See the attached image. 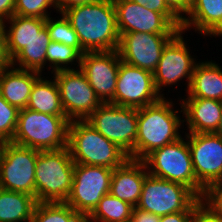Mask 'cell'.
Segmentation results:
<instances>
[{"instance_id": "cell-1", "label": "cell", "mask_w": 222, "mask_h": 222, "mask_svg": "<svg viewBox=\"0 0 222 222\" xmlns=\"http://www.w3.org/2000/svg\"><path fill=\"white\" fill-rule=\"evenodd\" d=\"M63 14L78 35L84 52L117 50L120 33L113 0H100L66 9Z\"/></svg>"}, {"instance_id": "cell-2", "label": "cell", "mask_w": 222, "mask_h": 222, "mask_svg": "<svg viewBox=\"0 0 222 222\" xmlns=\"http://www.w3.org/2000/svg\"><path fill=\"white\" fill-rule=\"evenodd\" d=\"M161 98L158 102L138 108V130L135 143V159L143 160L153 150L181 138L178 111L172 103Z\"/></svg>"}, {"instance_id": "cell-3", "label": "cell", "mask_w": 222, "mask_h": 222, "mask_svg": "<svg viewBox=\"0 0 222 222\" xmlns=\"http://www.w3.org/2000/svg\"><path fill=\"white\" fill-rule=\"evenodd\" d=\"M67 147L75 164L115 169L129 158L122 149L105 138L86 120L70 121Z\"/></svg>"}, {"instance_id": "cell-4", "label": "cell", "mask_w": 222, "mask_h": 222, "mask_svg": "<svg viewBox=\"0 0 222 222\" xmlns=\"http://www.w3.org/2000/svg\"><path fill=\"white\" fill-rule=\"evenodd\" d=\"M70 120L66 115H49L20 109L12 143L39 151L67 147Z\"/></svg>"}, {"instance_id": "cell-5", "label": "cell", "mask_w": 222, "mask_h": 222, "mask_svg": "<svg viewBox=\"0 0 222 222\" xmlns=\"http://www.w3.org/2000/svg\"><path fill=\"white\" fill-rule=\"evenodd\" d=\"M74 168L68 147L38 151L35 165L37 202H65L72 189Z\"/></svg>"}, {"instance_id": "cell-6", "label": "cell", "mask_w": 222, "mask_h": 222, "mask_svg": "<svg viewBox=\"0 0 222 222\" xmlns=\"http://www.w3.org/2000/svg\"><path fill=\"white\" fill-rule=\"evenodd\" d=\"M143 161L153 168L149 175L183 184L201 198L204 189L197 183L189 145L182 138L153 150Z\"/></svg>"}, {"instance_id": "cell-7", "label": "cell", "mask_w": 222, "mask_h": 222, "mask_svg": "<svg viewBox=\"0 0 222 222\" xmlns=\"http://www.w3.org/2000/svg\"><path fill=\"white\" fill-rule=\"evenodd\" d=\"M201 202V199L185 185L148 174L136 208L161 217L194 210Z\"/></svg>"}, {"instance_id": "cell-8", "label": "cell", "mask_w": 222, "mask_h": 222, "mask_svg": "<svg viewBox=\"0 0 222 222\" xmlns=\"http://www.w3.org/2000/svg\"><path fill=\"white\" fill-rule=\"evenodd\" d=\"M109 141L114 142L131 159H135L138 109L102 103L85 119Z\"/></svg>"}, {"instance_id": "cell-9", "label": "cell", "mask_w": 222, "mask_h": 222, "mask_svg": "<svg viewBox=\"0 0 222 222\" xmlns=\"http://www.w3.org/2000/svg\"><path fill=\"white\" fill-rule=\"evenodd\" d=\"M38 151L12 142L1 143L0 183L2 189L35 197V165Z\"/></svg>"}, {"instance_id": "cell-10", "label": "cell", "mask_w": 222, "mask_h": 222, "mask_svg": "<svg viewBox=\"0 0 222 222\" xmlns=\"http://www.w3.org/2000/svg\"><path fill=\"white\" fill-rule=\"evenodd\" d=\"M113 170L102 166L75 164L72 189L65 203L85 219L101 198L110 193Z\"/></svg>"}, {"instance_id": "cell-11", "label": "cell", "mask_w": 222, "mask_h": 222, "mask_svg": "<svg viewBox=\"0 0 222 222\" xmlns=\"http://www.w3.org/2000/svg\"><path fill=\"white\" fill-rule=\"evenodd\" d=\"M54 74L62 107L70 121L85 120L102 104L80 69L60 70Z\"/></svg>"}, {"instance_id": "cell-12", "label": "cell", "mask_w": 222, "mask_h": 222, "mask_svg": "<svg viewBox=\"0 0 222 222\" xmlns=\"http://www.w3.org/2000/svg\"><path fill=\"white\" fill-rule=\"evenodd\" d=\"M162 97L155 88L153 73L120 62L111 104L138 109L156 103Z\"/></svg>"}, {"instance_id": "cell-13", "label": "cell", "mask_w": 222, "mask_h": 222, "mask_svg": "<svg viewBox=\"0 0 222 222\" xmlns=\"http://www.w3.org/2000/svg\"><path fill=\"white\" fill-rule=\"evenodd\" d=\"M176 34L124 33L120 36L118 53L121 61L154 73L163 48Z\"/></svg>"}, {"instance_id": "cell-14", "label": "cell", "mask_w": 222, "mask_h": 222, "mask_svg": "<svg viewBox=\"0 0 222 222\" xmlns=\"http://www.w3.org/2000/svg\"><path fill=\"white\" fill-rule=\"evenodd\" d=\"M187 138L197 183L205 189L222 180V138L215 133H189Z\"/></svg>"}, {"instance_id": "cell-15", "label": "cell", "mask_w": 222, "mask_h": 222, "mask_svg": "<svg viewBox=\"0 0 222 222\" xmlns=\"http://www.w3.org/2000/svg\"><path fill=\"white\" fill-rule=\"evenodd\" d=\"M120 62L117 50L85 52L82 55L79 69L102 103H110L114 99Z\"/></svg>"}, {"instance_id": "cell-16", "label": "cell", "mask_w": 222, "mask_h": 222, "mask_svg": "<svg viewBox=\"0 0 222 222\" xmlns=\"http://www.w3.org/2000/svg\"><path fill=\"white\" fill-rule=\"evenodd\" d=\"M120 36L124 33L177 34L176 28L163 14L131 0H113Z\"/></svg>"}, {"instance_id": "cell-17", "label": "cell", "mask_w": 222, "mask_h": 222, "mask_svg": "<svg viewBox=\"0 0 222 222\" xmlns=\"http://www.w3.org/2000/svg\"><path fill=\"white\" fill-rule=\"evenodd\" d=\"M182 32L180 30L162 50L158 66L153 73L154 85L158 93L161 86L175 84L183 77L188 79L189 88L196 63L183 41Z\"/></svg>"}, {"instance_id": "cell-18", "label": "cell", "mask_w": 222, "mask_h": 222, "mask_svg": "<svg viewBox=\"0 0 222 222\" xmlns=\"http://www.w3.org/2000/svg\"><path fill=\"white\" fill-rule=\"evenodd\" d=\"M143 160L128 158L112 172L110 194L136 207L148 172Z\"/></svg>"}, {"instance_id": "cell-19", "label": "cell", "mask_w": 222, "mask_h": 222, "mask_svg": "<svg viewBox=\"0 0 222 222\" xmlns=\"http://www.w3.org/2000/svg\"><path fill=\"white\" fill-rule=\"evenodd\" d=\"M9 64L0 68V95L19 110L26 108L39 72L13 68ZM39 75V76H38Z\"/></svg>"}, {"instance_id": "cell-20", "label": "cell", "mask_w": 222, "mask_h": 222, "mask_svg": "<svg viewBox=\"0 0 222 222\" xmlns=\"http://www.w3.org/2000/svg\"><path fill=\"white\" fill-rule=\"evenodd\" d=\"M189 133H214L222 113V101L216 99L187 98L182 102Z\"/></svg>"}, {"instance_id": "cell-21", "label": "cell", "mask_w": 222, "mask_h": 222, "mask_svg": "<svg viewBox=\"0 0 222 222\" xmlns=\"http://www.w3.org/2000/svg\"><path fill=\"white\" fill-rule=\"evenodd\" d=\"M188 15L183 17L181 30L195 25L201 34L222 36V0H192Z\"/></svg>"}, {"instance_id": "cell-22", "label": "cell", "mask_w": 222, "mask_h": 222, "mask_svg": "<svg viewBox=\"0 0 222 222\" xmlns=\"http://www.w3.org/2000/svg\"><path fill=\"white\" fill-rule=\"evenodd\" d=\"M9 21L12 25L9 31L4 29V42L7 59L11 61L45 26L46 18L13 15Z\"/></svg>"}, {"instance_id": "cell-23", "label": "cell", "mask_w": 222, "mask_h": 222, "mask_svg": "<svg viewBox=\"0 0 222 222\" xmlns=\"http://www.w3.org/2000/svg\"><path fill=\"white\" fill-rule=\"evenodd\" d=\"M188 98L216 99L222 101V70L212 62L195 65L188 88Z\"/></svg>"}, {"instance_id": "cell-24", "label": "cell", "mask_w": 222, "mask_h": 222, "mask_svg": "<svg viewBox=\"0 0 222 222\" xmlns=\"http://www.w3.org/2000/svg\"><path fill=\"white\" fill-rule=\"evenodd\" d=\"M37 200L22 192L0 191V222H30Z\"/></svg>"}, {"instance_id": "cell-25", "label": "cell", "mask_w": 222, "mask_h": 222, "mask_svg": "<svg viewBox=\"0 0 222 222\" xmlns=\"http://www.w3.org/2000/svg\"><path fill=\"white\" fill-rule=\"evenodd\" d=\"M26 108L49 115H65L56 80L51 82L40 77L32 87Z\"/></svg>"}, {"instance_id": "cell-26", "label": "cell", "mask_w": 222, "mask_h": 222, "mask_svg": "<svg viewBox=\"0 0 222 222\" xmlns=\"http://www.w3.org/2000/svg\"><path fill=\"white\" fill-rule=\"evenodd\" d=\"M51 39L47 27L44 26L37 35L27 43L10 61L14 65L15 61L19 62V69L31 70L41 73L43 65L46 64V50Z\"/></svg>"}, {"instance_id": "cell-27", "label": "cell", "mask_w": 222, "mask_h": 222, "mask_svg": "<svg viewBox=\"0 0 222 222\" xmlns=\"http://www.w3.org/2000/svg\"><path fill=\"white\" fill-rule=\"evenodd\" d=\"M134 206L110 193L104 195L94 210L85 218L86 222H129ZM92 220V221H90Z\"/></svg>"}, {"instance_id": "cell-28", "label": "cell", "mask_w": 222, "mask_h": 222, "mask_svg": "<svg viewBox=\"0 0 222 222\" xmlns=\"http://www.w3.org/2000/svg\"><path fill=\"white\" fill-rule=\"evenodd\" d=\"M65 202H38L30 222H84Z\"/></svg>"}, {"instance_id": "cell-29", "label": "cell", "mask_w": 222, "mask_h": 222, "mask_svg": "<svg viewBox=\"0 0 222 222\" xmlns=\"http://www.w3.org/2000/svg\"><path fill=\"white\" fill-rule=\"evenodd\" d=\"M50 19L49 16L46 18L45 26L51 41L74 47L83 55L85 52L81 47L78 35L65 15L62 13V19L60 18L58 21L53 22Z\"/></svg>"}, {"instance_id": "cell-30", "label": "cell", "mask_w": 222, "mask_h": 222, "mask_svg": "<svg viewBox=\"0 0 222 222\" xmlns=\"http://www.w3.org/2000/svg\"><path fill=\"white\" fill-rule=\"evenodd\" d=\"M82 54L74 47L64 45L59 42L51 41L46 50V61L53 64V71L70 70L68 67H62L61 64L72 63L74 60H78L79 67L81 64ZM61 65V66H60Z\"/></svg>"}, {"instance_id": "cell-31", "label": "cell", "mask_w": 222, "mask_h": 222, "mask_svg": "<svg viewBox=\"0 0 222 222\" xmlns=\"http://www.w3.org/2000/svg\"><path fill=\"white\" fill-rule=\"evenodd\" d=\"M19 109L0 95V143L11 142L16 130Z\"/></svg>"}, {"instance_id": "cell-32", "label": "cell", "mask_w": 222, "mask_h": 222, "mask_svg": "<svg viewBox=\"0 0 222 222\" xmlns=\"http://www.w3.org/2000/svg\"><path fill=\"white\" fill-rule=\"evenodd\" d=\"M58 8V0H15L14 15L47 18L48 6Z\"/></svg>"}, {"instance_id": "cell-33", "label": "cell", "mask_w": 222, "mask_h": 222, "mask_svg": "<svg viewBox=\"0 0 222 222\" xmlns=\"http://www.w3.org/2000/svg\"><path fill=\"white\" fill-rule=\"evenodd\" d=\"M202 203L214 214L222 216V180L210 183L201 196ZM205 200L207 203L203 202Z\"/></svg>"}, {"instance_id": "cell-34", "label": "cell", "mask_w": 222, "mask_h": 222, "mask_svg": "<svg viewBox=\"0 0 222 222\" xmlns=\"http://www.w3.org/2000/svg\"><path fill=\"white\" fill-rule=\"evenodd\" d=\"M147 9L163 14L176 28L182 27L180 19L166 4L164 0H131Z\"/></svg>"}, {"instance_id": "cell-35", "label": "cell", "mask_w": 222, "mask_h": 222, "mask_svg": "<svg viewBox=\"0 0 222 222\" xmlns=\"http://www.w3.org/2000/svg\"><path fill=\"white\" fill-rule=\"evenodd\" d=\"M191 222H222V216L214 214L201 202L193 210Z\"/></svg>"}, {"instance_id": "cell-36", "label": "cell", "mask_w": 222, "mask_h": 222, "mask_svg": "<svg viewBox=\"0 0 222 222\" xmlns=\"http://www.w3.org/2000/svg\"><path fill=\"white\" fill-rule=\"evenodd\" d=\"M167 6L180 18L183 19L181 13L188 14L192 0H164Z\"/></svg>"}, {"instance_id": "cell-37", "label": "cell", "mask_w": 222, "mask_h": 222, "mask_svg": "<svg viewBox=\"0 0 222 222\" xmlns=\"http://www.w3.org/2000/svg\"><path fill=\"white\" fill-rule=\"evenodd\" d=\"M129 222H160V216L134 207Z\"/></svg>"}, {"instance_id": "cell-38", "label": "cell", "mask_w": 222, "mask_h": 222, "mask_svg": "<svg viewBox=\"0 0 222 222\" xmlns=\"http://www.w3.org/2000/svg\"><path fill=\"white\" fill-rule=\"evenodd\" d=\"M193 210H185L160 217V222H191Z\"/></svg>"}, {"instance_id": "cell-39", "label": "cell", "mask_w": 222, "mask_h": 222, "mask_svg": "<svg viewBox=\"0 0 222 222\" xmlns=\"http://www.w3.org/2000/svg\"><path fill=\"white\" fill-rule=\"evenodd\" d=\"M15 0H0V21L7 20L14 15Z\"/></svg>"}, {"instance_id": "cell-40", "label": "cell", "mask_w": 222, "mask_h": 222, "mask_svg": "<svg viewBox=\"0 0 222 222\" xmlns=\"http://www.w3.org/2000/svg\"><path fill=\"white\" fill-rule=\"evenodd\" d=\"M100 0H58V11L61 14L66 10L74 6L97 2Z\"/></svg>"}, {"instance_id": "cell-41", "label": "cell", "mask_w": 222, "mask_h": 222, "mask_svg": "<svg viewBox=\"0 0 222 222\" xmlns=\"http://www.w3.org/2000/svg\"><path fill=\"white\" fill-rule=\"evenodd\" d=\"M4 29V22L0 21V68L10 64L5 53Z\"/></svg>"}, {"instance_id": "cell-42", "label": "cell", "mask_w": 222, "mask_h": 222, "mask_svg": "<svg viewBox=\"0 0 222 222\" xmlns=\"http://www.w3.org/2000/svg\"><path fill=\"white\" fill-rule=\"evenodd\" d=\"M214 133L216 135H218L220 138H222V113H221V118L219 120V124H218L216 131Z\"/></svg>"}]
</instances>
